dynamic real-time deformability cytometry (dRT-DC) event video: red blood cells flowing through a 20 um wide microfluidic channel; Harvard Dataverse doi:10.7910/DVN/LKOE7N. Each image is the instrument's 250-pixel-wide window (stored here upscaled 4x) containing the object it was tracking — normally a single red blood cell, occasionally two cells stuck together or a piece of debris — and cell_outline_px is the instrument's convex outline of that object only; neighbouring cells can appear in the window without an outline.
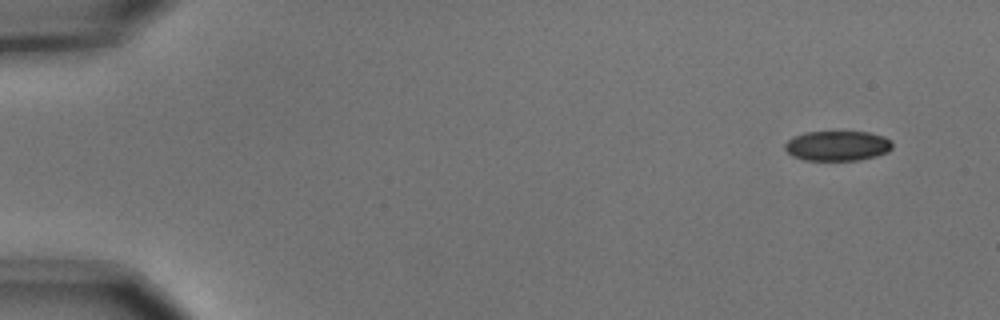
{"species": "common noctule bat (a hibernating species)", "species_latin": "Nyctalus noctula", "temperature_condition": "cold", "stored_images_in_passage": 10, "camera_frame_rate_fps": 3000, "um_per_image_px": 0.085, "animal": {"sex": "male", "body_mass_g": 15.6}, "frame": {"image": 1, "passage_image": 1, "time_ms": 0.0, "image_size_px": [1000, 320], "cell_outline_px": [[892, 148], [888, 152], [876, 156], [860, 160], [804, 160], [792, 156], [784, 148], [784, 144], [792, 136], [808, 132], [868, 132], [884, 136], [892, 140]], "centroid_in_image_um": [71.19, 12.39], "position_along_channel_um": 13.8, "area_um2": 18.9}}
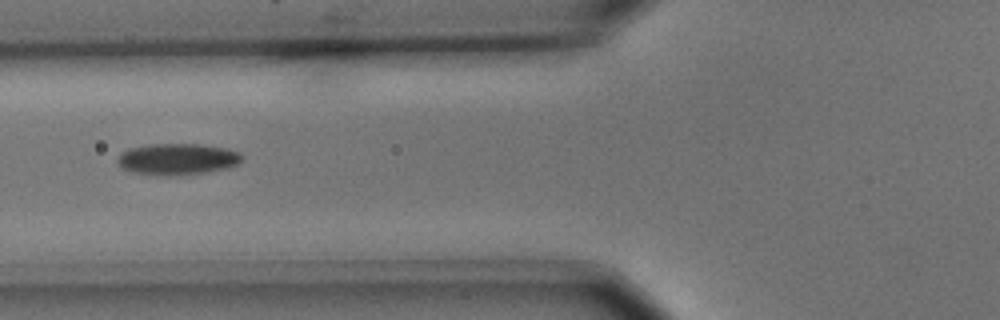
{"frame": {"image": 2, "passage_image": 6, "time_ms": 1.667, "image_size_px": [1000, 320], "cell_outline_px": [[244, 156], [240, 164], [228, 168], [208, 172], [164, 176], [132, 172], [124, 168], [116, 160], [128, 148], [152, 144], [204, 144], [228, 148], [240, 152]], "centroid_in_image_um": [15.17, 13.52], "position_along_channel_um": 110.6, "area_um2": 22.89}}
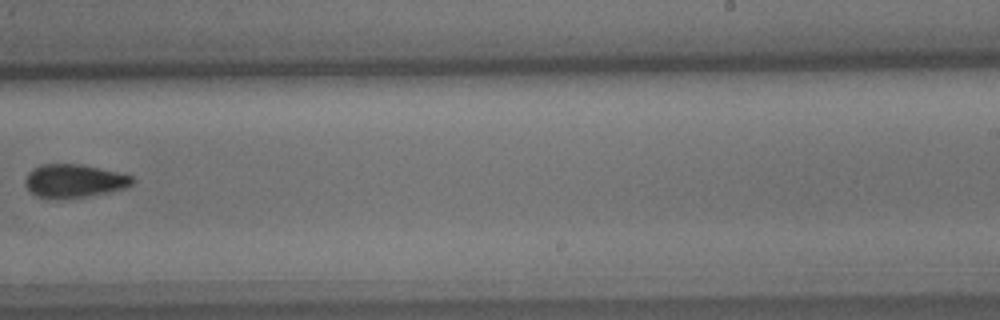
{"frame": {"image": 3, "passage_image": 10, "time_ms": 3.0, "image_size_px": [1000, 320], "cell_outline_px": [[136, 180], [128, 188], [92, 196], [36, 196], [24, 184], [24, 180], [28, 172], [32, 168], [40, 164], [76, 164], [120, 172], [132, 176]], "centroid_in_image_um": [6.35, 15.34], "position_along_channel_um": 282.7, "area_um2": 20.46}}